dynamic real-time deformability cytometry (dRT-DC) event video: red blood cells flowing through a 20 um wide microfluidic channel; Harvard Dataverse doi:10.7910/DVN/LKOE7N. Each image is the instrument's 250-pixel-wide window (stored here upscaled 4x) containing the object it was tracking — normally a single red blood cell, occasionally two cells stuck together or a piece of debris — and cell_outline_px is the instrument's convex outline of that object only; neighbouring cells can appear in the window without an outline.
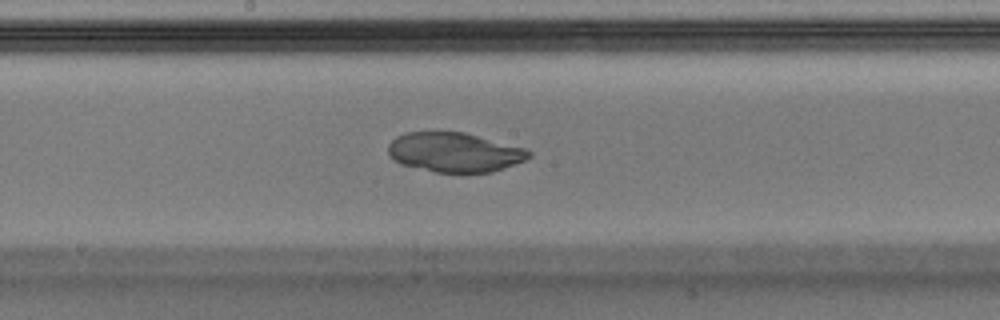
{"species": "Egyptian fruit bat (a non-hibernating species)", "species_latin": "Rousettus aegyptiacus", "temperature_condition": "warm", "stored_images_in_passage": 44, "camera_frame_rate_fps": 3000, "um_per_image_px": 0.085, "animal": {"sex": "male"}, "frame": {"image": 1, "passage_image": 26, "time_ms": 8.333, "image_size_px": [1000, 320], "cell_outline_px": [[532, 156], [516, 164], [492, 172], [464, 176], [436, 172], [400, 164], [392, 160], [388, 156], [388, 144], [396, 136], [404, 132], [464, 132], [528, 148], [532, 152]], "centroid_in_image_um": [38.66, 12.98], "position_along_channel_um": 209.5, "area_um2": 33.52}}